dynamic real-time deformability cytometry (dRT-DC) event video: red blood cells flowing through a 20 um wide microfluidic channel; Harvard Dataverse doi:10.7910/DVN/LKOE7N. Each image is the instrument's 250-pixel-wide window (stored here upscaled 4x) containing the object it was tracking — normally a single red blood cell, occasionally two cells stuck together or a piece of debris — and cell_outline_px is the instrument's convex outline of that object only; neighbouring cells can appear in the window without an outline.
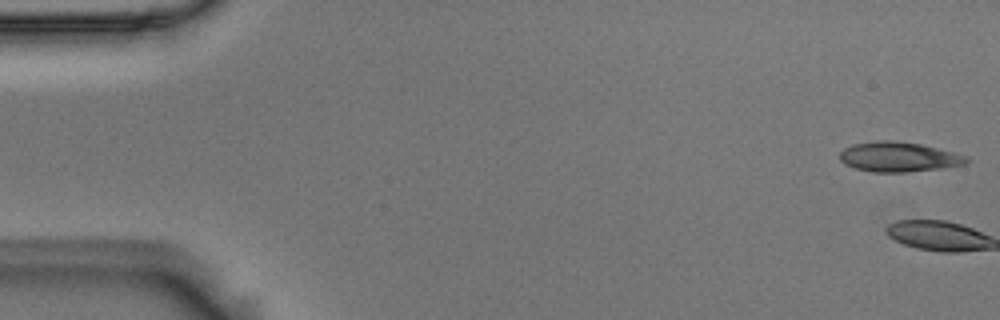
{"species": "Egyptian fruit bat (a non-hibernating species)", "species_latin": "Rousettus aegyptiacus", "temperature_condition": "room temperature", "stored_images_in_passage": 7, "segment_of_instrument_passage": [1, 2], "camera_frame_rate_fps": 3000, "um_per_image_px": 0.085, "animal": {"sex": "male"}, "frame": {"image": 1, "passage_image": 1, "time_ms": 0.0, "image_size_px": [1000, 320], "cell_outline_px": [[972, 160], [964, 164], [940, 168], [908, 172], [872, 172], [856, 168], [844, 164], [840, 160], [840, 152], [844, 148], [852, 144], [876, 140], [892, 140], [920, 144], [968, 156]], "centroid_in_image_um": [76.37, 13.33], "position_along_channel_um": 8.6, "area_um2": 22.02}}
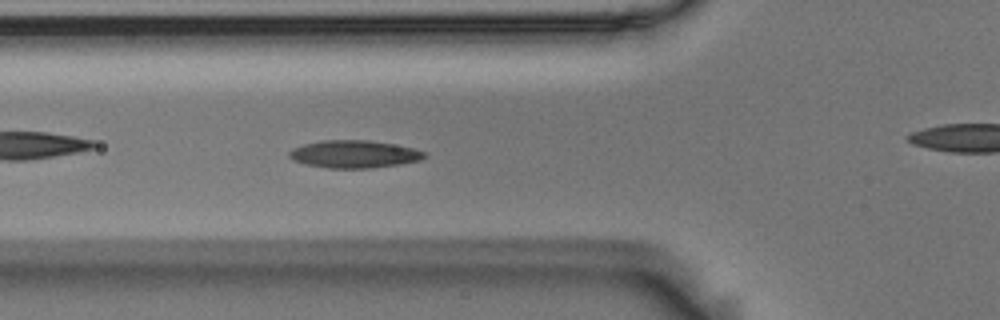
{"frame": {"image": 2, "passage_image": 6, "time_ms": 1.667, "image_size_px": [1000, 320], "cell_outline_px": [[428, 156], [420, 160], [400, 164], [372, 168], [328, 168], [304, 164], [292, 160], [288, 156], [288, 152], [292, 148], [304, 144], [320, 140], [368, 140], [392, 144], [412, 148], [424, 152]], "centroid_in_image_um": [30.06, 13.1], "position_along_channel_um": 95.7, "area_um2": 21.79}}